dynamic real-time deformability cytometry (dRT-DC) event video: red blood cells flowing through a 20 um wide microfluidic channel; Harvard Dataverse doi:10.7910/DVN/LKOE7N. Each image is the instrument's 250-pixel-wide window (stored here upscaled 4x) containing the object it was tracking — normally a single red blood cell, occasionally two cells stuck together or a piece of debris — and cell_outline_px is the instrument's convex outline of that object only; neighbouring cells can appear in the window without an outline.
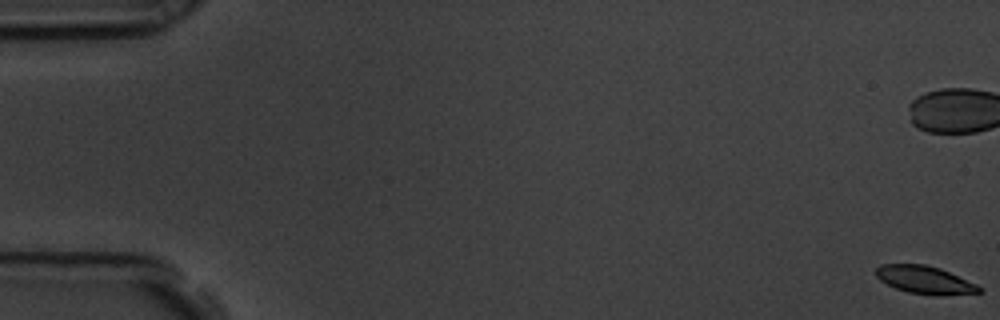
{"species": "common noctule bat (a hibernating species)", "species_latin": "Nyctalus noctula", "temperature_condition": "room temperature", "stored_images_in_passage": 59, "camera_frame_rate_fps": 3000, "um_per_image_px": 0.085, "animal": {"sex": "male", "body_mass_g": 19.5, "forearm_length_mm": 54.6}, "frame": {"image": 1, "passage_image": 1, "time_ms": 0.0, "image_size_px": [1000, 320], "cell_outline_px": [[984, 292], [936, 296], [932, 296], [908, 292], [896, 288], [880, 280], [876, 276], [876, 268], [880, 264], [924, 264], [940, 268], [976, 284], [984, 288]], "centroid_in_image_um": [78.64, 23.8], "position_along_channel_um": 6.4, "area_um2": 16.82}}